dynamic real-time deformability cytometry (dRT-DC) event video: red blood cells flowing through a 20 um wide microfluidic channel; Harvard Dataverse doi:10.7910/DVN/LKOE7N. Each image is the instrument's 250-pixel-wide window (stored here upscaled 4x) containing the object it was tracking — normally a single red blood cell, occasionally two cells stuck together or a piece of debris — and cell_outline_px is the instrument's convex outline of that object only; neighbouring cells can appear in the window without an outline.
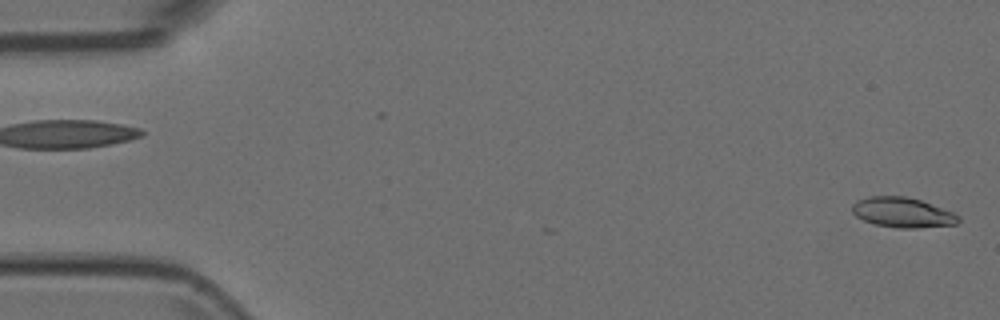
{"species": "Egyptian fruit bat (a non-hibernating species)", "species_latin": "Rousettus aegyptiacus", "temperature_condition": "room temperature", "stored_images_in_passage": 4, "camera_frame_rate_fps": 3000, "um_per_image_px": 0.085, "animal": {"sex": "female"}, "frame": {"image": 1, "passage_image": 2, "time_ms": 0.333, "image_size_px": [1000, 320], "cell_outline_px": [[960, 220], [956, 224], [916, 228], [896, 228], [876, 224], [864, 220], [856, 216], [852, 212], [852, 204], [856, 200], [868, 196], [904, 196], [920, 200], [952, 212], [960, 216]], "centroid_in_image_um": [76.69, 18.06], "position_along_channel_um": 8.3, "area_um2": 18.5}}